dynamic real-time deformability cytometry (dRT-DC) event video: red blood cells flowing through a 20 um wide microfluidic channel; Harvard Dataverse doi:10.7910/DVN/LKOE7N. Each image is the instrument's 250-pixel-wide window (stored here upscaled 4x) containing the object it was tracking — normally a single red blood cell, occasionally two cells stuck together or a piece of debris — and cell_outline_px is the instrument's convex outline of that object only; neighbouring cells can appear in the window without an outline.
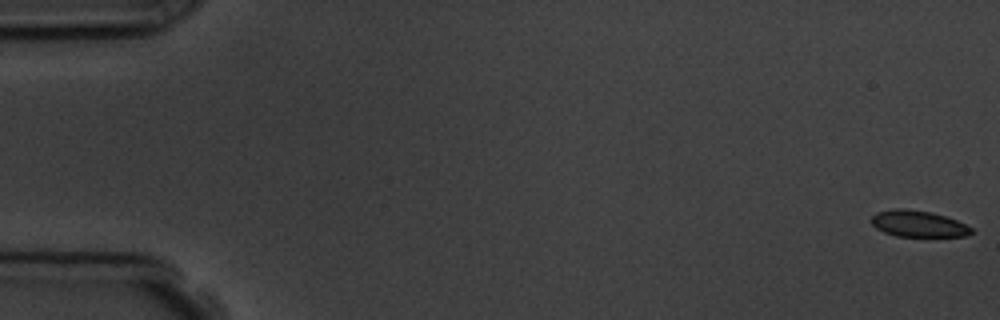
{"species": "common noctule bat (a hibernating species)", "species_latin": "Nyctalus noctula", "temperature_condition": "room temperature", "stored_images_in_passage": 8, "camera_frame_rate_fps": 3000, "um_per_image_px": 0.085, "animal": {"sex": "male", "body_mass_g": 19.5, "forearm_length_mm": 54.6}, "frame": {"image": 1, "passage_image": 1, "time_ms": 0.0, "image_size_px": [1000, 320], "cell_outline_px": [[972, 232], [968, 236], [896, 236], [884, 232], [876, 228], [872, 224], [872, 216], [876, 212], [892, 208], [904, 208], [932, 212], [956, 220], [972, 228]], "centroid_in_image_um": [78.02, 19.01], "position_along_channel_um": 7.0, "area_um2": 15.32}}